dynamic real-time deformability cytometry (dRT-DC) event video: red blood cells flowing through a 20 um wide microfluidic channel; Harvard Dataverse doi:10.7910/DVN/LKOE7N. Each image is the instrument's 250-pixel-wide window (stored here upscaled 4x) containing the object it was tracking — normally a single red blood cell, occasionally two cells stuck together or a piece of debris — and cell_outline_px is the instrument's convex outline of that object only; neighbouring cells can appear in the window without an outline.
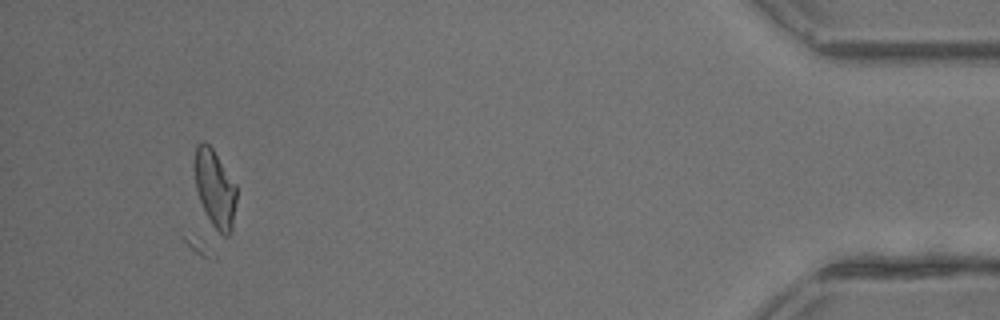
{"species": "common noctule bat (a hibernating species)", "species_latin": "Nyctalus noctula", "temperature_condition": "warm", "stored_images_in_passage": 31, "camera_frame_rate_fps": 3000, "um_per_image_px": 0.085, "animal": {"sex": "male", "body_mass_g": 13.3}, "frame": {"image": 1, "passage_image": 29, "time_ms": 9.333, "image_size_px": [1000, 320], "cell_outline_px": [[236, 200], [232, 232], [228, 236], [224, 236], [212, 224], [200, 200], [196, 188], [192, 164], [192, 160], [196, 144], [204, 140], [212, 148], [236, 184]], "centroid_in_image_um": [18.24, 15.96], "position_along_channel_um": 417.0, "area_um2": 19.13}}